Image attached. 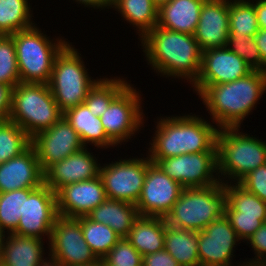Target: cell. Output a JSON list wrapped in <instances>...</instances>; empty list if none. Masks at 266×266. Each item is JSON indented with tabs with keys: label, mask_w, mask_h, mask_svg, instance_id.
Segmentation results:
<instances>
[{
	"label": "cell",
	"mask_w": 266,
	"mask_h": 266,
	"mask_svg": "<svg viewBox=\"0 0 266 266\" xmlns=\"http://www.w3.org/2000/svg\"><path fill=\"white\" fill-rule=\"evenodd\" d=\"M106 199L104 184L99 175L61 187L56 192L57 213L66 218L87 216Z\"/></svg>",
	"instance_id": "obj_19"
},
{
	"label": "cell",
	"mask_w": 266,
	"mask_h": 266,
	"mask_svg": "<svg viewBox=\"0 0 266 266\" xmlns=\"http://www.w3.org/2000/svg\"><path fill=\"white\" fill-rule=\"evenodd\" d=\"M229 36L228 0H206L200 10L194 38L201 51L224 48Z\"/></svg>",
	"instance_id": "obj_22"
},
{
	"label": "cell",
	"mask_w": 266,
	"mask_h": 266,
	"mask_svg": "<svg viewBox=\"0 0 266 266\" xmlns=\"http://www.w3.org/2000/svg\"><path fill=\"white\" fill-rule=\"evenodd\" d=\"M229 36L254 37L259 26L253 0H228Z\"/></svg>",
	"instance_id": "obj_32"
},
{
	"label": "cell",
	"mask_w": 266,
	"mask_h": 266,
	"mask_svg": "<svg viewBox=\"0 0 266 266\" xmlns=\"http://www.w3.org/2000/svg\"><path fill=\"white\" fill-rule=\"evenodd\" d=\"M31 145V138L16 123L0 120V164L23 153Z\"/></svg>",
	"instance_id": "obj_34"
},
{
	"label": "cell",
	"mask_w": 266,
	"mask_h": 266,
	"mask_svg": "<svg viewBox=\"0 0 266 266\" xmlns=\"http://www.w3.org/2000/svg\"><path fill=\"white\" fill-rule=\"evenodd\" d=\"M224 189L227 194L225 216L238 238L246 242L264 223L266 203L239 183H224Z\"/></svg>",
	"instance_id": "obj_14"
},
{
	"label": "cell",
	"mask_w": 266,
	"mask_h": 266,
	"mask_svg": "<svg viewBox=\"0 0 266 266\" xmlns=\"http://www.w3.org/2000/svg\"><path fill=\"white\" fill-rule=\"evenodd\" d=\"M105 1L111 7L117 0H105Z\"/></svg>",
	"instance_id": "obj_51"
},
{
	"label": "cell",
	"mask_w": 266,
	"mask_h": 266,
	"mask_svg": "<svg viewBox=\"0 0 266 266\" xmlns=\"http://www.w3.org/2000/svg\"><path fill=\"white\" fill-rule=\"evenodd\" d=\"M63 116L78 133L85 147L89 143V145L101 149L117 146L107 136L100 117L94 116L84 103L66 110Z\"/></svg>",
	"instance_id": "obj_25"
},
{
	"label": "cell",
	"mask_w": 266,
	"mask_h": 266,
	"mask_svg": "<svg viewBox=\"0 0 266 266\" xmlns=\"http://www.w3.org/2000/svg\"><path fill=\"white\" fill-rule=\"evenodd\" d=\"M87 147L54 163L44 172V183L55 193L63 186L93 179L100 174V166Z\"/></svg>",
	"instance_id": "obj_20"
},
{
	"label": "cell",
	"mask_w": 266,
	"mask_h": 266,
	"mask_svg": "<svg viewBox=\"0 0 266 266\" xmlns=\"http://www.w3.org/2000/svg\"><path fill=\"white\" fill-rule=\"evenodd\" d=\"M226 47L239 55L252 70L266 72V64L261 59L254 37L228 36Z\"/></svg>",
	"instance_id": "obj_37"
},
{
	"label": "cell",
	"mask_w": 266,
	"mask_h": 266,
	"mask_svg": "<svg viewBox=\"0 0 266 266\" xmlns=\"http://www.w3.org/2000/svg\"><path fill=\"white\" fill-rule=\"evenodd\" d=\"M83 266H104L103 260H99L96 263L90 264V265H83Z\"/></svg>",
	"instance_id": "obj_50"
},
{
	"label": "cell",
	"mask_w": 266,
	"mask_h": 266,
	"mask_svg": "<svg viewBox=\"0 0 266 266\" xmlns=\"http://www.w3.org/2000/svg\"><path fill=\"white\" fill-rule=\"evenodd\" d=\"M62 116L49 84L20 82L12 88L8 119L31 139L53 126Z\"/></svg>",
	"instance_id": "obj_5"
},
{
	"label": "cell",
	"mask_w": 266,
	"mask_h": 266,
	"mask_svg": "<svg viewBox=\"0 0 266 266\" xmlns=\"http://www.w3.org/2000/svg\"><path fill=\"white\" fill-rule=\"evenodd\" d=\"M198 232L165 226L164 249L180 266H200Z\"/></svg>",
	"instance_id": "obj_28"
},
{
	"label": "cell",
	"mask_w": 266,
	"mask_h": 266,
	"mask_svg": "<svg viewBox=\"0 0 266 266\" xmlns=\"http://www.w3.org/2000/svg\"><path fill=\"white\" fill-rule=\"evenodd\" d=\"M216 147L217 172L222 183H238L249 172L266 164V140L240 132V127L219 129Z\"/></svg>",
	"instance_id": "obj_4"
},
{
	"label": "cell",
	"mask_w": 266,
	"mask_h": 266,
	"mask_svg": "<svg viewBox=\"0 0 266 266\" xmlns=\"http://www.w3.org/2000/svg\"><path fill=\"white\" fill-rule=\"evenodd\" d=\"M6 234H4L1 230H0V256H1V249H2V245H3V241H4V237Z\"/></svg>",
	"instance_id": "obj_49"
},
{
	"label": "cell",
	"mask_w": 266,
	"mask_h": 266,
	"mask_svg": "<svg viewBox=\"0 0 266 266\" xmlns=\"http://www.w3.org/2000/svg\"><path fill=\"white\" fill-rule=\"evenodd\" d=\"M128 81L114 78H100L89 90L84 104L94 116L100 117L109 107L111 101L128 85Z\"/></svg>",
	"instance_id": "obj_33"
},
{
	"label": "cell",
	"mask_w": 266,
	"mask_h": 266,
	"mask_svg": "<svg viewBox=\"0 0 266 266\" xmlns=\"http://www.w3.org/2000/svg\"><path fill=\"white\" fill-rule=\"evenodd\" d=\"M249 241V242H248ZM247 243L250 244L254 251L255 257L249 259L248 262H266V224H262L253 235H251Z\"/></svg>",
	"instance_id": "obj_40"
},
{
	"label": "cell",
	"mask_w": 266,
	"mask_h": 266,
	"mask_svg": "<svg viewBox=\"0 0 266 266\" xmlns=\"http://www.w3.org/2000/svg\"><path fill=\"white\" fill-rule=\"evenodd\" d=\"M258 26L266 29V0H253Z\"/></svg>",
	"instance_id": "obj_43"
},
{
	"label": "cell",
	"mask_w": 266,
	"mask_h": 266,
	"mask_svg": "<svg viewBox=\"0 0 266 266\" xmlns=\"http://www.w3.org/2000/svg\"><path fill=\"white\" fill-rule=\"evenodd\" d=\"M81 223L83 237L99 260H102L120 240L118 235L109 226L94 222L87 216L77 218Z\"/></svg>",
	"instance_id": "obj_31"
},
{
	"label": "cell",
	"mask_w": 266,
	"mask_h": 266,
	"mask_svg": "<svg viewBox=\"0 0 266 266\" xmlns=\"http://www.w3.org/2000/svg\"><path fill=\"white\" fill-rule=\"evenodd\" d=\"M139 90L130 83L111 101L107 110L100 116L107 136L116 144L128 142L143 128L144 113Z\"/></svg>",
	"instance_id": "obj_9"
},
{
	"label": "cell",
	"mask_w": 266,
	"mask_h": 266,
	"mask_svg": "<svg viewBox=\"0 0 266 266\" xmlns=\"http://www.w3.org/2000/svg\"><path fill=\"white\" fill-rule=\"evenodd\" d=\"M44 184V172L30 145L20 155L0 164V193L38 188Z\"/></svg>",
	"instance_id": "obj_21"
},
{
	"label": "cell",
	"mask_w": 266,
	"mask_h": 266,
	"mask_svg": "<svg viewBox=\"0 0 266 266\" xmlns=\"http://www.w3.org/2000/svg\"><path fill=\"white\" fill-rule=\"evenodd\" d=\"M164 217L139 216L126 237L131 245L142 255H148L164 249Z\"/></svg>",
	"instance_id": "obj_27"
},
{
	"label": "cell",
	"mask_w": 266,
	"mask_h": 266,
	"mask_svg": "<svg viewBox=\"0 0 266 266\" xmlns=\"http://www.w3.org/2000/svg\"><path fill=\"white\" fill-rule=\"evenodd\" d=\"M148 65L158 76L185 79L193 85L201 70L202 51L194 35L156 26L141 39Z\"/></svg>",
	"instance_id": "obj_1"
},
{
	"label": "cell",
	"mask_w": 266,
	"mask_h": 266,
	"mask_svg": "<svg viewBox=\"0 0 266 266\" xmlns=\"http://www.w3.org/2000/svg\"><path fill=\"white\" fill-rule=\"evenodd\" d=\"M47 256L64 266L90 265L99 261L83 237L77 218L58 216L52 228Z\"/></svg>",
	"instance_id": "obj_11"
},
{
	"label": "cell",
	"mask_w": 266,
	"mask_h": 266,
	"mask_svg": "<svg viewBox=\"0 0 266 266\" xmlns=\"http://www.w3.org/2000/svg\"><path fill=\"white\" fill-rule=\"evenodd\" d=\"M156 164L184 188L208 187L220 182L217 152L182 154L160 159Z\"/></svg>",
	"instance_id": "obj_13"
},
{
	"label": "cell",
	"mask_w": 266,
	"mask_h": 266,
	"mask_svg": "<svg viewBox=\"0 0 266 266\" xmlns=\"http://www.w3.org/2000/svg\"><path fill=\"white\" fill-rule=\"evenodd\" d=\"M40 266H64L63 264H60L54 260H51L49 258V260L47 259L42 265Z\"/></svg>",
	"instance_id": "obj_47"
},
{
	"label": "cell",
	"mask_w": 266,
	"mask_h": 266,
	"mask_svg": "<svg viewBox=\"0 0 266 266\" xmlns=\"http://www.w3.org/2000/svg\"><path fill=\"white\" fill-rule=\"evenodd\" d=\"M5 237L0 256V261L5 266H40L49 259H44L46 253L42 239L14 233Z\"/></svg>",
	"instance_id": "obj_23"
},
{
	"label": "cell",
	"mask_w": 266,
	"mask_h": 266,
	"mask_svg": "<svg viewBox=\"0 0 266 266\" xmlns=\"http://www.w3.org/2000/svg\"><path fill=\"white\" fill-rule=\"evenodd\" d=\"M192 88L201 98L206 110H209L212 123H216L219 129L241 128L245 117L256 108L266 92V72L253 70L245 77L229 83Z\"/></svg>",
	"instance_id": "obj_2"
},
{
	"label": "cell",
	"mask_w": 266,
	"mask_h": 266,
	"mask_svg": "<svg viewBox=\"0 0 266 266\" xmlns=\"http://www.w3.org/2000/svg\"><path fill=\"white\" fill-rule=\"evenodd\" d=\"M142 266H180L179 263L165 250L142 256Z\"/></svg>",
	"instance_id": "obj_41"
},
{
	"label": "cell",
	"mask_w": 266,
	"mask_h": 266,
	"mask_svg": "<svg viewBox=\"0 0 266 266\" xmlns=\"http://www.w3.org/2000/svg\"><path fill=\"white\" fill-rule=\"evenodd\" d=\"M238 266H266V263L243 261V263H240Z\"/></svg>",
	"instance_id": "obj_46"
},
{
	"label": "cell",
	"mask_w": 266,
	"mask_h": 266,
	"mask_svg": "<svg viewBox=\"0 0 266 266\" xmlns=\"http://www.w3.org/2000/svg\"><path fill=\"white\" fill-rule=\"evenodd\" d=\"M20 82L13 36L0 35V83L14 88Z\"/></svg>",
	"instance_id": "obj_36"
},
{
	"label": "cell",
	"mask_w": 266,
	"mask_h": 266,
	"mask_svg": "<svg viewBox=\"0 0 266 266\" xmlns=\"http://www.w3.org/2000/svg\"><path fill=\"white\" fill-rule=\"evenodd\" d=\"M111 8L137 29L140 39L158 24L159 8L152 0H117Z\"/></svg>",
	"instance_id": "obj_29"
},
{
	"label": "cell",
	"mask_w": 266,
	"mask_h": 266,
	"mask_svg": "<svg viewBox=\"0 0 266 266\" xmlns=\"http://www.w3.org/2000/svg\"><path fill=\"white\" fill-rule=\"evenodd\" d=\"M23 213L24 189L0 193V230L4 234L16 231Z\"/></svg>",
	"instance_id": "obj_35"
},
{
	"label": "cell",
	"mask_w": 266,
	"mask_h": 266,
	"mask_svg": "<svg viewBox=\"0 0 266 266\" xmlns=\"http://www.w3.org/2000/svg\"><path fill=\"white\" fill-rule=\"evenodd\" d=\"M28 0H0V35H12L33 27Z\"/></svg>",
	"instance_id": "obj_30"
},
{
	"label": "cell",
	"mask_w": 266,
	"mask_h": 266,
	"mask_svg": "<svg viewBox=\"0 0 266 266\" xmlns=\"http://www.w3.org/2000/svg\"><path fill=\"white\" fill-rule=\"evenodd\" d=\"M156 129L147 151L153 163L182 154L217 152L219 128L199 115L160 117Z\"/></svg>",
	"instance_id": "obj_3"
},
{
	"label": "cell",
	"mask_w": 266,
	"mask_h": 266,
	"mask_svg": "<svg viewBox=\"0 0 266 266\" xmlns=\"http://www.w3.org/2000/svg\"><path fill=\"white\" fill-rule=\"evenodd\" d=\"M227 194L221 181L208 187L183 188L166 215L169 226L199 232L225 215Z\"/></svg>",
	"instance_id": "obj_6"
},
{
	"label": "cell",
	"mask_w": 266,
	"mask_h": 266,
	"mask_svg": "<svg viewBox=\"0 0 266 266\" xmlns=\"http://www.w3.org/2000/svg\"><path fill=\"white\" fill-rule=\"evenodd\" d=\"M12 87L0 83V120L8 119L11 110Z\"/></svg>",
	"instance_id": "obj_42"
},
{
	"label": "cell",
	"mask_w": 266,
	"mask_h": 266,
	"mask_svg": "<svg viewBox=\"0 0 266 266\" xmlns=\"http://www.w3.org/2000/svg\"><path fill=\"white\" fill-rule=\"evenodd\" d=\"M183 186L151 162L136 203L140 216L166 217L180 197Z\"/></svg>",
	"instance_id": "obj_15"
},
{
	"label": "cell",
	"mask_w": 266,
	"mask_h": 266,
	"mask_svg": "<svg viewBox=\"0 0 266 266\" xmlns=\"http://www.w3.org/2000/svg\"><path fill=\"white\" fill-rule=\"evenodd\" d=\"M206 0H170L158 10V27L194 35Z\"/></svg>",
	"instance_id": "obj_24"
},
{
	"label": "cell",
	"mask_w": 266,
	"mask_h": 266,
	"mask_svg": "<svg viewBox=\"0 0 266 266\" xmlns=\"http://www.w3.org/2000/svg\"><path fill=\"white\" fill-rule=\"evenodd\" d=\"M139 216L135 204L109 198L87 215L92 221L109 226L122 238L129 235Z\"/></svg>",
	"instance_id": "obj_26"
},
{
	"label": "cell",
	"mask_w": 266,
	"mask_h": 266,
	"mask_svg": "<svg viewBox=\"0 0 266 266\" xmlns=\"http://www.w3.org/2000/svg\"><path fill=\"white\" fill-rule=\"evenodd\" d=\"M79 4L84 5V7L92 8L93 9H101L105 10V8L109 9V5L106 3L105 0H73Z\"/></svg>",
	"instance_id": "obj_45"
},
{
	"label": "cell",
	"mask_w": 266,
	"mask_h": 266,
	"mask_svg": "<svg viewBox=\"0 0 266 266\" xmlns=\"http://www.w3.org/2000/svg\"><path fill=\"white\" fill-rule=\"evenodd\" d=\"M238 183L266 203V164L249 172Z\"/></svg>",
	"instance_id": "obj_39"
},
{
	"label": "cell",
	"mask_w": 266,
	"mask_h": 266,
	"mask_svg": "<svg viewBox=\"0 0 266 266\" xmlns=\"http://www.w3.org/2000/svg\"><path fill=\"white\" fill-rule=\"evenodd\" d=\"M239 241L225 215L215 219L198 232L200 266H232L233 257L236 256L233 255L234 248Z\"/></svg>",
	"instance_id": "obj_16"
},
{
	"label": "cell",
	"mask_w": 266,
	"mask_h": 266,
	"mask_svg": "<svg viewBox=\"0 0 266 266\" xmlns=\"http://www.w3.org/2000/svg\"><path fill=\"white\" fill-rule=\"evenodd\" d=\"M253 70L227 47L202 51L201 70L192 86H212L245 77Z\"/></svg>",
	"instance_id": "obj_18"
},
{
	"label": "cell",
	"mask_w": 266,
	"mask_h": 266,
	"mask_svg": "<svg viewBox=\"0 0 266 266\" xmlns=\"http://www.w3.org/2000/svg\"><path fill=\"white\" fill-rule=\"evenodd\" d=\"M12 36L20 81L49 84L55 58L69 42L64 37L50 39L36 24Z\"/></svg>",
	"instance_id": "obj_7"
},
{
	"label": "cell",
	"mask_w": 266,
	"mask_h": 266,
	"mask_svg": "<svg viewBox=\"0 0 266 266\" xmlns=\"http://www.w3.org/2000/svg\"><path fill=\"white\" fill-rule=\"evenodd\" d=\"M102 260L104 266H142V255L126 237H121Z\"/></svg>",
	"instance_id": "obj_38"
},
{
	"label": "cell",
	"mask_w": 266,
	"mask_h": 266,
	"mask_svg": "<svg viewBox=\"0 0 266 266\" xmlns=\"http://www.w3.org/2000/svg\"><path fill=\"white\" fill-rule=\"evenodd\" d=\"M58 217L56 193L45 183L38 188L24 189V213L14 234L43 239L51 237Z\"/></svg>",
	"instance_id": "obj_12"
},
{
	"label": "cell",
	"mask_w": 266,
	"mask_h": 266,
	"mask_svg": "<svg viewBox=\"0 0 266 266\" xmlns=\"http://www.w3.org/2000/svg\"><path fill=\"white\" fill-rule=\"evenodd\" d=\"M152 1L158 8H160L162 5L166 4L170 0H152Z\"/></svg>",
	"instance_id": "obj_48"
},
{
	"label": "cell",
	"mask_w": 266,
	"mask_h": 266,
	"mask_svg": "<svg viewBox=\"0 0 266 266\" xmlns=\"http://www.w3.org/2000/svg\"><path fill=\"white\" fill-rule=\"evenodd\" d=\"M40 166L45 172L54 163L85 147L69 122L62 116L53 126L31 139Z\"/></svg>",
	"instance_id": "obj_17"
},
{
	"label": "cell",
	"mask_w": 266,
	"mask_h": 266,
	"mask_svg": "<svg viewBox=\"0 0 266 266\" xmlns=\"http://www.w3.org/2000/svg\"><path fill=\"white\" fill-rule=\"evenodd\" d=\"M151 163L149 156L145 158L120 159L100 166L106 197L112 200L137 203Z\"/></svg>",
	"instance_id": "obj_10"
},
{
	"label": "cell",
	"mask_w": 266,
	"mask_h": 266,
	"mask_svg": "<svg viewBox=\"0 0 266 266\" xmlns=\"http://www.w3.org/2000/svg\"><path fill=\"white\" fill-rule=\"evenodd\" d=\"M68 43L56 56L49 87L59 109L66 110L83 104L89 90L99 80L92 79L82 55Z\"/></svg>",
	"instance_id": "obj_8"
},
{
	"label": "cell",
	"mask_w": 266,
	"mask_h": 266,
	"mask_svg": "<svg viewBox=\"0 0 266 266\" xmlns=\"http://www.w3.org/2000/svg\"><path fill=\"white\" fill-rule=\"evenodd\" d=\"M254 40L259 48L262 61L266 64V29L259 28L254 35Z\"/></svg>",
	"instance_id": "obj_44"
}]
</instances>
